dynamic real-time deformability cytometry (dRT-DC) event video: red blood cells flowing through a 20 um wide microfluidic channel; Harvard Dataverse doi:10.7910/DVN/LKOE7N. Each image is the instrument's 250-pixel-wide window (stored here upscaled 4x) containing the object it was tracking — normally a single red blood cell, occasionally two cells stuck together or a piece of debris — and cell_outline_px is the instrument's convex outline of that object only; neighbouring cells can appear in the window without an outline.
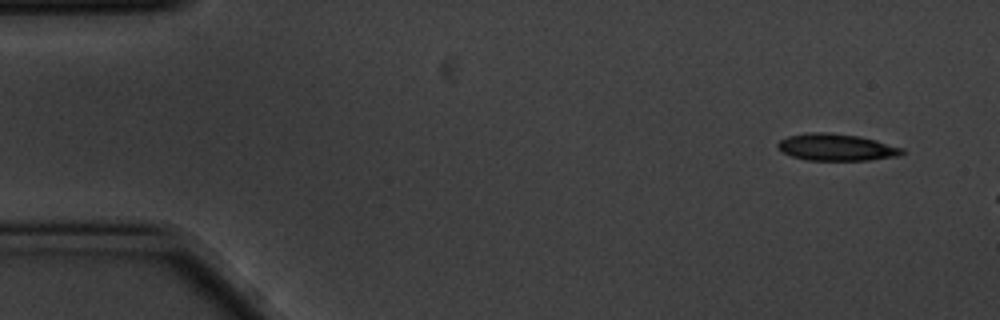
{"species": "common noctule bat (a hibernating species)", "species_latin": "Nyctalus noctula", "temperature_condition": "cold", "stored_images_in_passage": 4, "camera_frame_rate_fps": 3000, "um_per_image_px": 0.085, "animal": {"sex": "male", "body_mass_g": 20.1, "forearm_length_mm": 53.5}, "frame": {"image": 1, "passage_image": 1, "time_ms": 0.0, "image_size_px": [1000, 320], "cell_outline_px": [[904, 152], [900, 156], [868, 160], [808, 160], [792, 156], [784, 152], [776, 144], [780, 140], [788, 136], [812, 132], [828, 132], [860, 136], [876, 140], [904, 148]], "centroid_in_image_um": [71.14, 12.51], "position_along_channel_um": 13.9, "area_um2": 19.42}}